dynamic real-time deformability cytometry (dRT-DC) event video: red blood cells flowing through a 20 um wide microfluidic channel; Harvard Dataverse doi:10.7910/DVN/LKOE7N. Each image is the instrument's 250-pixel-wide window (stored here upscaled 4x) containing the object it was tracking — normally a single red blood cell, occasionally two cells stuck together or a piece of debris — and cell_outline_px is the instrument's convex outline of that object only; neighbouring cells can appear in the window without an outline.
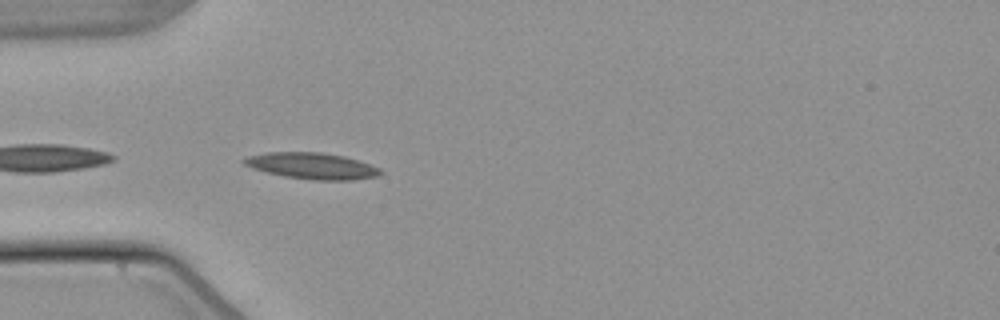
{"species": "common noctule bat (a hibernating species)", "species_latin": "Nyctalus noctula", "temperature_condition": "warm", "stored_images_in_passage": 6, "camera_frame_rate_fps": 3000, "um_per_image_px": 0.085, "animal": {"sex": "male", "body_mass_g": 21.5, "forearm_length_mm": 52.0}, "frame": {"image": 1, "passage_image": 1, "time_ms": 0.0, "image_size_px": [1000, 320], "cell_outline_px": [[384, 172], [380, 176], [352, 180], [312, 180], [284, 176], [252, 168], [244, 164], [240, 160], [248, 156], [268, 152], [320, 152], [344, 156], [380, 168]], "centroid_in_image_um": [26.53, 14.1], "position_along_channel_um": 58.5, "area_um2": 20.87}}